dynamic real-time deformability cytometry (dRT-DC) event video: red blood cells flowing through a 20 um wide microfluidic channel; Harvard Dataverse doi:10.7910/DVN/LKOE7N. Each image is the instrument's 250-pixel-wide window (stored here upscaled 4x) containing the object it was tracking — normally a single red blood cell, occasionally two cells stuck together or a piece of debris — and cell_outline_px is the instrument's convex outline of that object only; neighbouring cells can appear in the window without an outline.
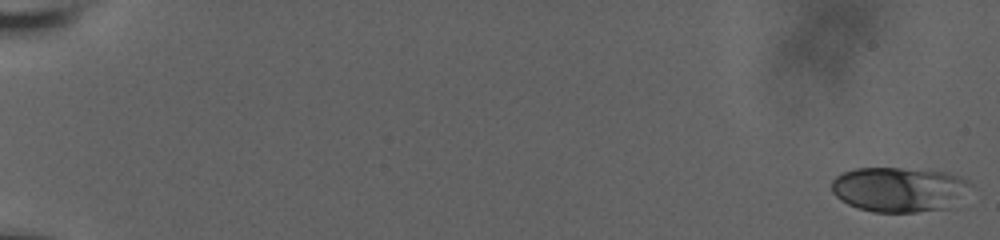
{"species": "human", "species_latin": "Homo sapiens", "temperature_condition": "room temperature", "stored_images_in_passage": 26, "camera_frame_rate_fps": 3000, "um_per_image_px": 0.085, "donor": {"sex": "male"}, "frame": {"image": 1, "passage_image": 1, "time_ms": 0.0, "image_size_px": [1000, 240], "cell_outline_px": [[972, 184], [948, 208], [916, 212], [872, 212], [848, 204], [840, 200], [832, 192], [832, 180], [836, 176], [844, 172], [856, 168], [900, 168], [944, 172], [968, 180]], "centroid_in_image_um": [76.36, 16.1], "position_along_channel_um": 8.6, "area_um2": 35.84}}
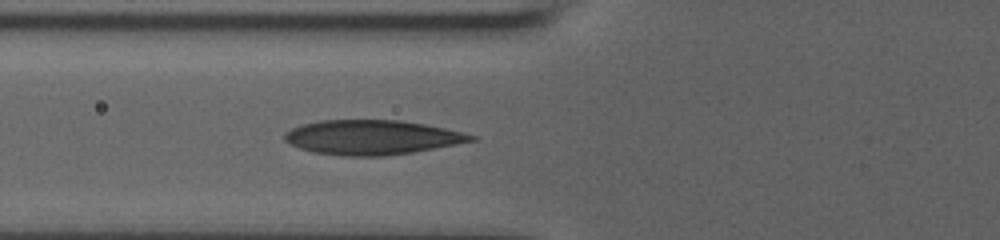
{"frame": {"image": 2, "passage_image": 19, "time_ms": 8.0, "image_size_px": [1000, 240], "cell_outline_px": [[480, 140], [412, 152], [384, 156], [344, 156], [312, 152], [300, 148], [284, 140], [284, 132], [292, 128], [304, 124], [320, 120], [400, 120], [424, 124], [444, 128], [480, 136]], "centroid_in_image_um": [31.65, 11.67], "position_along_channel_um": 94.1, "area_um2": 37.63}}
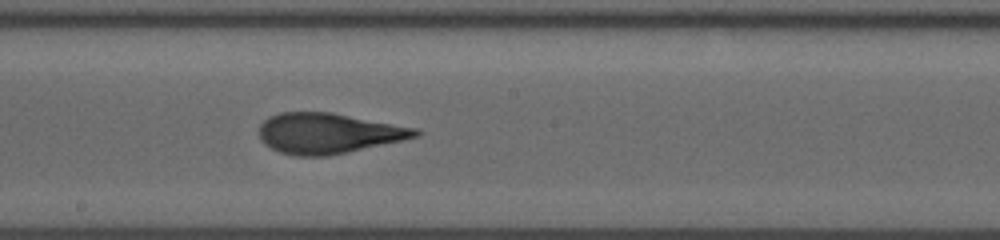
{"frame": {"image": 3, "passage_image": 26, "time_ms": 11.333, "image_size_px": [1000, 240], "cell_outline_px": [[424, 132], [420, 136], [404, 140], [328, 156], [296, 156], [280, 152], [264, 144], [260, 140], [260, 124], [268, 116], [280, 112], [332, 112], [420, 128]], "centroid_in_image_um": [27.96, 11.32], "position_along_channel_um": 220.2, "area_um2": 37.22}}